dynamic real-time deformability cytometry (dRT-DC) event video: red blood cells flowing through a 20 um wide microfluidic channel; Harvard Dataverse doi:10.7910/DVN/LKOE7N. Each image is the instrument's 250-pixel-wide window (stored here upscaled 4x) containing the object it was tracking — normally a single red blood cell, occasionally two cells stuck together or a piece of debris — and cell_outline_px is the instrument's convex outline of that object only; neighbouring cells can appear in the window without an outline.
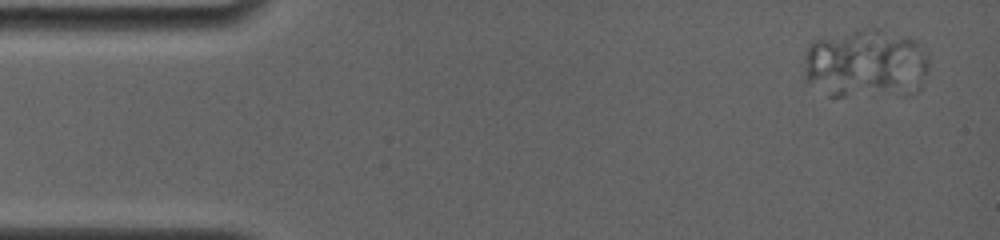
{"species": "common noctule bat (a hibernating species)", "species_latin": "Nyctalus noctula", "temperature_condition": "room temperature", "stored_images_in_passage": 4, "camera_frame_rate_fps": 4000, "um_per_image_px": 0.085, "animal": {"sex": "female", "body_mass_g": 19.0, "forearm_length_mm": 56.7}, "frame": {"image": 1, "passage_image": 4, "time_ms": 0.75, "image_size_px": [1000, 240], "cell_outline_px": [[916, 44], [888, 80], [880, 84], [876, 80], [872, 32], [872, 28], [880, 28], [908, 36]], "centroid_in_image_um": [75.59, 4.43], "position_along_channel_um": 9.4, "area_um2": 10.87}}